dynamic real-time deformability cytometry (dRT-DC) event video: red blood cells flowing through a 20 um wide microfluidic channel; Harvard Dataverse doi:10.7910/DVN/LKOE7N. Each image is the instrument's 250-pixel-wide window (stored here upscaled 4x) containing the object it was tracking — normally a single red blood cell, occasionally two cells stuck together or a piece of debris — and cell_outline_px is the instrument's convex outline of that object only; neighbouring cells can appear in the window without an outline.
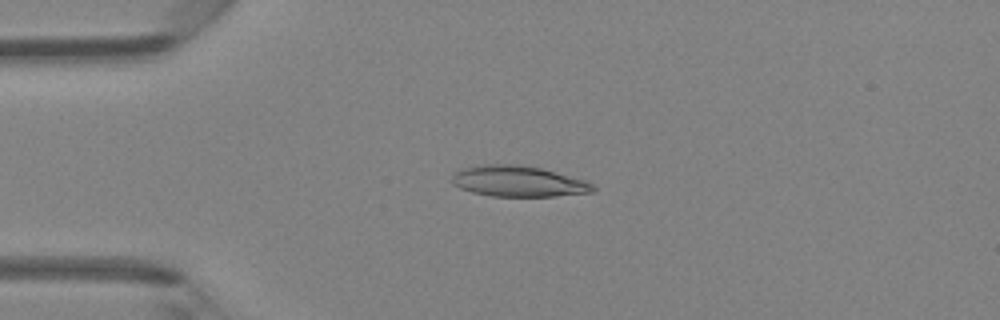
{"species": "Egyptian fruit bat (a non-hibernating species)", "species_latin": "Rousettus aegyptiacus", "temperature_condition": "room temperature", "stored_images_in_passage": 37, "camera_frame_rate_fps": 3000, "um_per_image_px": 0.085, "animal": {"sex": "female"}, "frame": {"image": 1, "passage_image": 1, "time_ms": 0.0, "image_size_px": [1000, 320], "cell_outline_px": [[596, 188], [592, 192], [556, 196], [492, 196], [472, 192], [460, 188], [452, 184], [452, 176], [456, 172], [464, 168], [484, 164], [520, 164], [540, 168], [584, 180], [592, 184]], "centroid_in_image_um": [44.04, 15.41], "position_along_channel_um": 41.0, "area_um2": 25.14}}
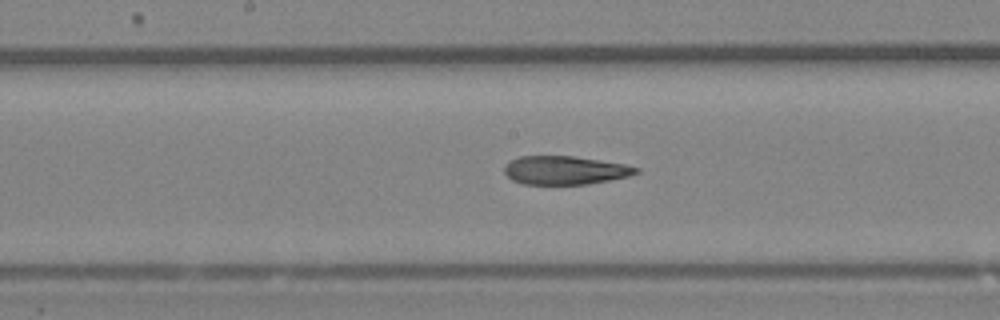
{"frame": {"image": 2, "passage_image": 14, "time_ms": 4.333, "image_size_px": [1000, 320], "cell_outline_px": [[640, 172], [628, 176], [588, 184], [524, 184], [512, 180], [504, 172], [504, 164], [520, 156], [572, 156], [624, 164], [640, 168]], "centroid_in_image_um": [48.01, 14.47], "position_along_channel_um": 200.2, "area_um2": 21.73}}
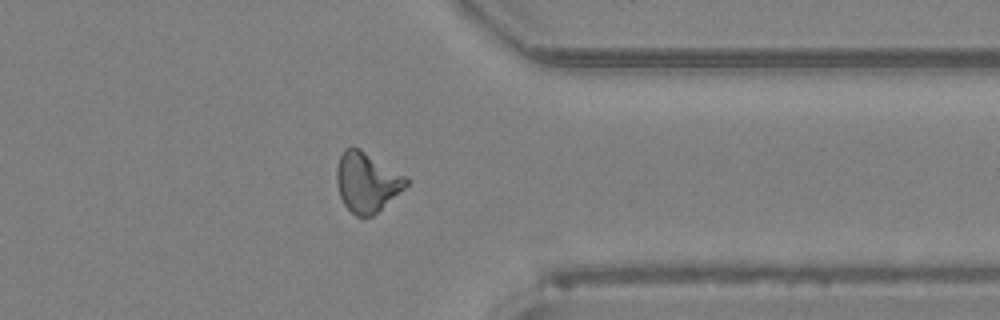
{"frame": {"image": 3, "passage_image": 27, "time_ms": 8.667, "image_size_px": [1000, 320], "cell_outline_px": [[408, 184], [404, 188], [372, 216], [356, 216], [344, 204], [340, 196], [336, 184], [336, 168], [340, 156], [344, 148], [360, 148], [404, 176], [408, 180]], "centroid_in_image_um": [31.13, 15.47], "position_along_channel_um": 380.3, "area_um2": 23.7}, "authors_computed_cell_mechanics": {"area_um2": 23.1778, "velocity_mm_per_s": 4.306, "shape_relaxation_time_tau1_ms": null, "shape_relaxation_time_tau2_ms": 4.0321, "deformation_change_tau1": null, "deformation_change_tau2": 0.133}}